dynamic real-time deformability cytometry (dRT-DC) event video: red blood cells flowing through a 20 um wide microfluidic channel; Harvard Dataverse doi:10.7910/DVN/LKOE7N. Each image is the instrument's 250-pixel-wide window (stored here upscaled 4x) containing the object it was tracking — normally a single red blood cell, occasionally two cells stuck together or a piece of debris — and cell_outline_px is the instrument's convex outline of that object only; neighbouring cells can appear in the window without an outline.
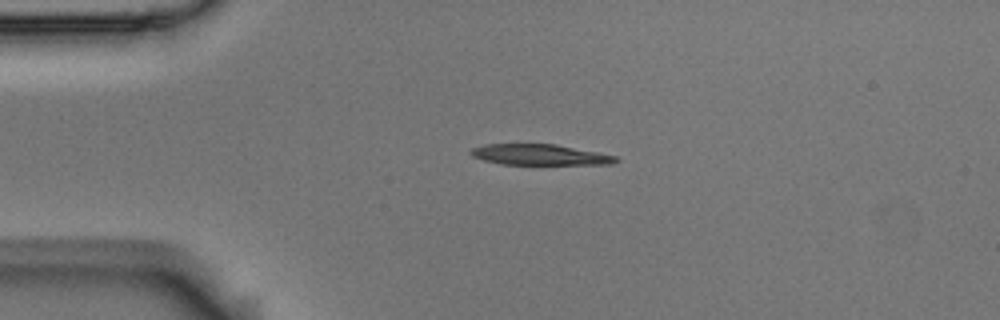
{"species": "Egyptian fruit bat (a non-hibernating species)", "species_latin": "Rousettus aegyptiacus", "temperature_condition": "room temperature", "stored_images_in_passage": 4, "camera_frame_rate_fps": 3000, "um_per_image_px": 0.085, "animal": {"sex": "male"}, "frame": {"image": 1, "passage_image": 3, "time_ms": 0.667, "image_size_px": [1000, 320], "cell_outline_px": [[620, 160], [612, 164], [500, 164], [484, 160], [472, 156], [468, 152], [472, 148], [484, 144], [556, 144], [616, 156]], "centroid_in_image_um": [45.85, 13.15], "position_along_channel_um": 39.2, "area_um2": 17.46}}